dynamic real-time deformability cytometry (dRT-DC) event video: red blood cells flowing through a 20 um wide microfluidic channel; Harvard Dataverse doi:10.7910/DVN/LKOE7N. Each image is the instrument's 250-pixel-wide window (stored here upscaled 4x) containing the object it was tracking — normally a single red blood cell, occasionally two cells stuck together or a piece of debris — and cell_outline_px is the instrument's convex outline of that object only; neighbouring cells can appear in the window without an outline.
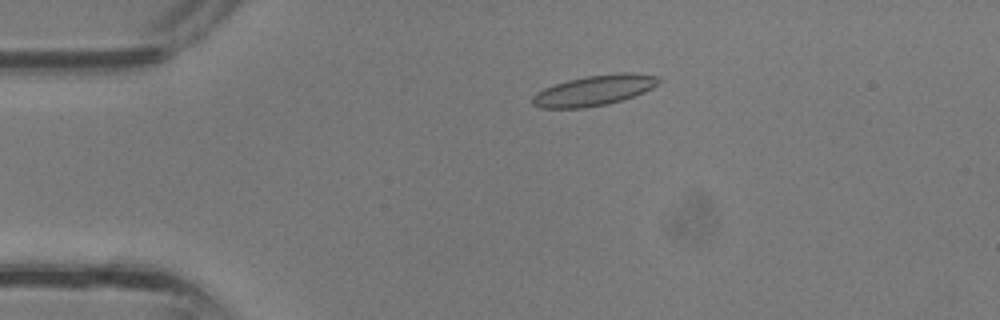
{"species": "common noctule bat (a hibernating species)", "species_latin": "Nyctalus noctula", "temperature_condition": "room temperature", "stored_images_in_passage": 37, "camera_frame_rate_fps": 3000, "um_per_image_px": 0.085, "animal": {"sex": "male", "body_mass_g": 13.3}, "frame": {"image": 1, "passage_image": 8, "time_ms": 2.333, "image_size_px": [1000, 320], "cell_outline_px": [[660, 84], [644, 92], [608, 104], [584, 108], [540, 108], [532, 104], [532, 96], [536, 92], [544, 88], [568, 80], [588, 76], [624, 72], [628, 72], [656, 76], [660, 80]], "centroid_in_image_um": [50.49, 7.69], "position_along_channel_um": 34.5, "area_um2": 22.2}}
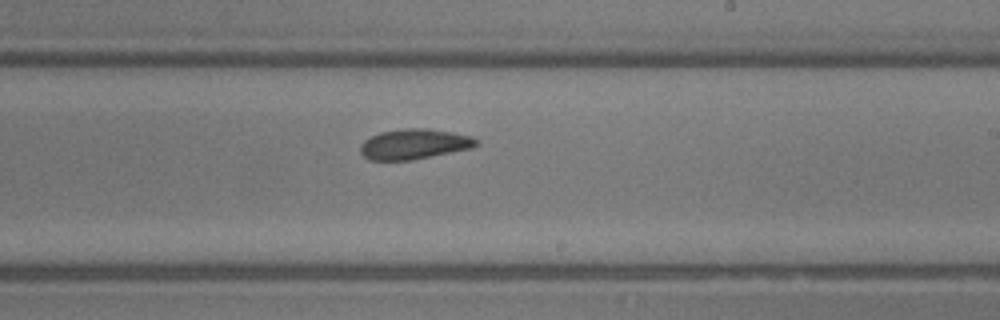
{"frame": {"image": 2, "passage_image": 22, "time_ms": 7.0, "image_size_px": [1000, 320], "cell_outline_px": [[480, 144], [472, 148], [412, 160], [368, 160], [360, 152], [360, 144], [364, 140], [380, 132], [404, 128], [424, 128], [452, 132], [472, 136]], "centroid_in_image_um": [35.2, 12.25], "position_along_channel_um": 253.8, "area_um2": 20.46}}
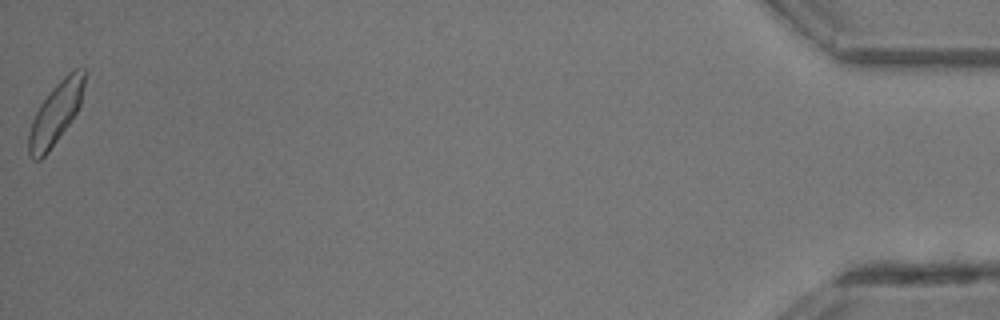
{"frame": {"image": 3, "passage_image": 37, "time_ms": 12.0, "image_size_px": [1000, 320], "cell_outline_px": [[88, 72], [80, 104], [76, 112], [68, 124], [48, 152], [40, 160], [32, 160], [28, 156], [28, 132], [32, 120], [40, 104], [52, 88], [68, 72], [76, 68], [84, 68]], "centroid_in_image_um": [4.74, 9.6], "position_along_channel_um": 430.5, "area_um2": 20.11}}